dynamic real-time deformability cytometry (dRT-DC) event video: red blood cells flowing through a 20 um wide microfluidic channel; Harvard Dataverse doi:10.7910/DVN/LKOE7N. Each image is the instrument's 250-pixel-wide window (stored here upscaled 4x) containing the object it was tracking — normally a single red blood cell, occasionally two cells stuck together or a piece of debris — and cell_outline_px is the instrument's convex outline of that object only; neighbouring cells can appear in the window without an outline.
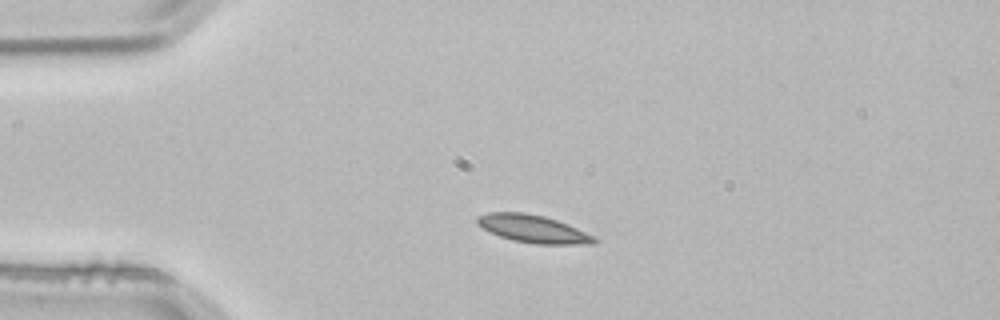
{"species": "common noctule bat (a hibernating species)", "species_latin": "Nyctalus noctula", "temperature_condition": "room temperature", "stored_images_in_passage": 2, "camera_frame_rate_fps": 3000, "um_per_image_px": 0.085, "animal": {"sex": "male", "body_mass_g": 21.5, "forearm_length_mm": 52.0}, "frame": {"image": 1, "passage_image": 2, "time_ms": 0.333, "image_size_px": [1000, 320], "cell_outline_px": [[600, 240], [596, 244], [536, 244], [512, 240], [500, 236], [476, 224], [476, 216], [488, 212], [524, 212], [544, 216], [556, 220], [576, 228]], "centroid_in_image_um": [45.29, 19.45], "position_along_channel_um": 39.7, "area_um2": 18.79}}